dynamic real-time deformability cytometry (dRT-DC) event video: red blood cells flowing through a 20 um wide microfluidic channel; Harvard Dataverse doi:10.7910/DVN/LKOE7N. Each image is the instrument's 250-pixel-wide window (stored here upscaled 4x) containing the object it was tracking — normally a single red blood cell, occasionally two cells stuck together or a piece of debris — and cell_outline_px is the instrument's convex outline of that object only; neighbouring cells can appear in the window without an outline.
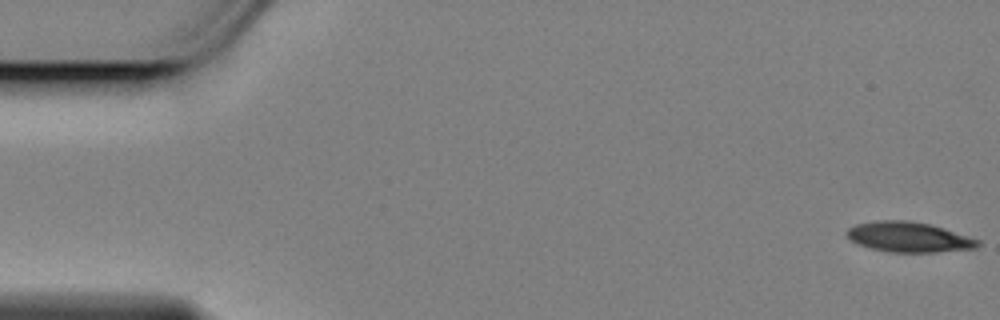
{"species": "Egyptian fruit bat (a non-hibernating species)", "species_latin": "Rousettus aegyptiacus", "temperature_condition": "cold", "stored_images_in_passage": 58, "camera_frame_rate_fps": 3000, "um_per_image_px": 0.085, "animal": {"sex": "female"}, "frame": {"image": 1, "passage_image": 1, "time_ms": 0.0, "image_size_px": [1000, 320], "cell_outline_px": [[980, 244], [976, 248], [936, 252], [888, 252], [872, 248], [860, 244], [852, 240], [848, 236], [848, 228], [856, 224], [876, 220], [908, 220], [928, 224], [944, 228], [980, 240]], "centroid_in_image_um": [77.27, 20.14], "position_along_channel_um": 7.7, "area_um2": 22.77}}
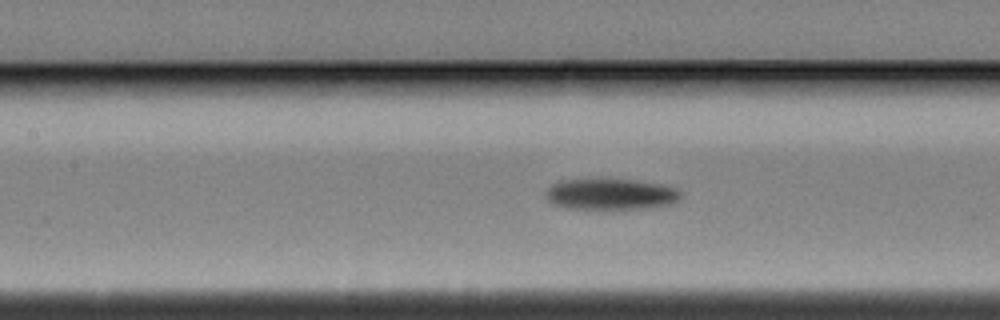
{"frame": {"image": 2, "passage_image": 25, "time_ms": 8.0, "image_size_px": [1000, 320], "cell_outline_px": [[680, 200], [672, 204], [644, 208], [604, 212], [596, 212], [568, 208], [552, 204], [548, 200], [548, 188], [552, 184], [564, 180], [608, 176], [636, 180], [660, 184], [676, 188], [680, 192]], "centroid_in_image_um": [51.9, 16.52], "position_along_channel_um": 155.5, "area_um2": 26.13}}
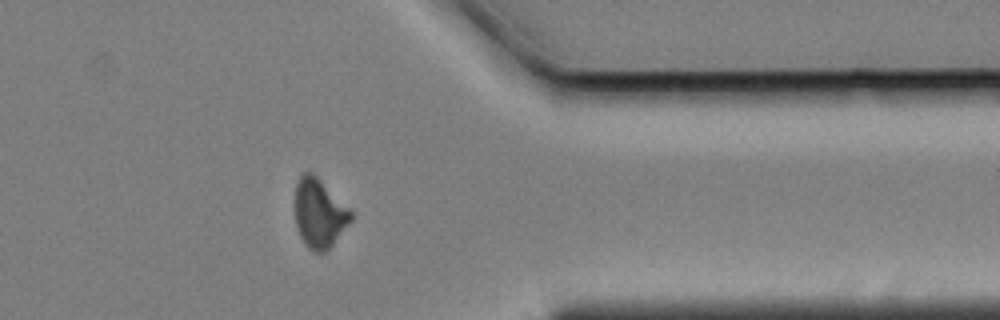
{"frame": {"image": 3, "passage_image": 46, "time_ms": 15.0, "image_size_px": [1000, 320], "cell_outline_px": [[352, 220], [332, 244], [324, 252], [312, 252], [304, 244], [300, 236], [296, 224], [296, 184], [300, 176], [304, 172], [312, 172], [352, 212]], "centroid_in_image_um": [27.12, 18.15], "position_along_channel_um": 384.3, "area_um2": 21.96}, "authors_computed_cell_mechanics": {"area_um2": 24.0159, "velocity_mm_per_s": 3.459, "shape_relaxation_time_tau1_ms": 4.726, "shape_relaxation_time_tau2_ms": null, "deformation_change_tau1": 0.1391, "deformation_change_tau2": null}}